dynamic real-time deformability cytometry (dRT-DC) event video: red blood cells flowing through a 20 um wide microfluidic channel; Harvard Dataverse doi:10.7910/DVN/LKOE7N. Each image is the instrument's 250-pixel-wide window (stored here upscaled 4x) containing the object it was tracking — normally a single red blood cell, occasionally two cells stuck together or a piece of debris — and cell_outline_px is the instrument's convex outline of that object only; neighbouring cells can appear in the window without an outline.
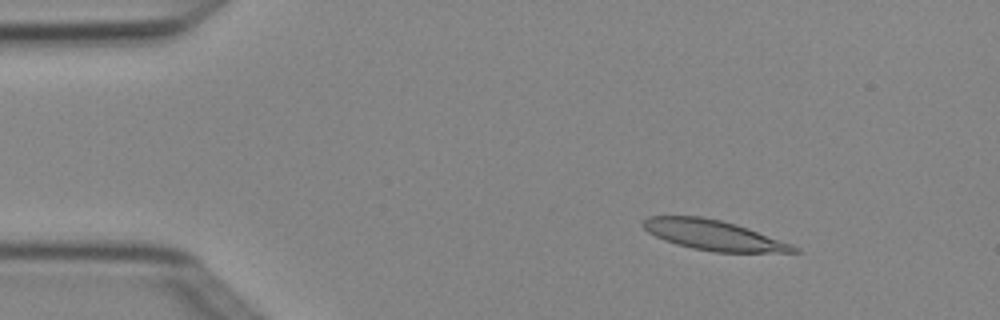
{"species": "Egyptian fruit bat (a non-hibernating species)", "species_latin": "Rousettus aegyptiacus", "temperature_condition": "cold", "stored_images_in_passage": 4, "camera_frame_rate_fps": 3000, "um_per_image_px": 0.085, "animal": {"sex": "female"}, "frame": {"image": 1, "passage_image": 2, "time_ms": 0.333, "image_size_px": [1000, 320], "cell_outline_px": [[800, 252], [712, 252], [692, 248], [676, 244], [664, 240], [648, 232], [640, 224], [648, 216], [700, 216], [720, 220], [748, 228], [792, 244], [800, 248]], "centroid_in_image_um": [60.64, 19.99], "position_along_channel_um": 24.4, "area_um2": 26.3}}
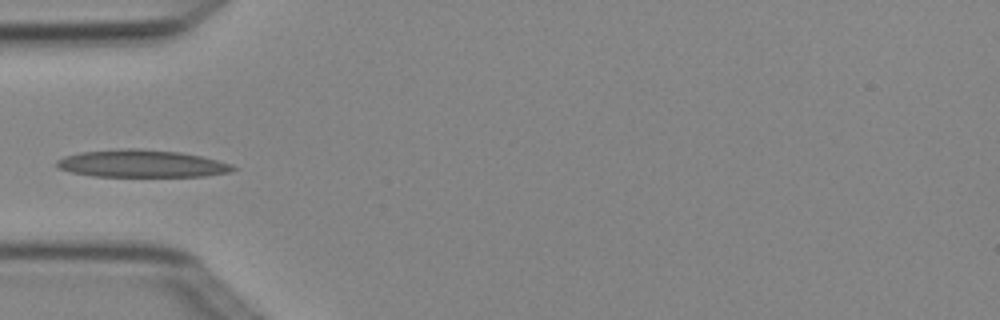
{"frame": {"image": 2, "passage_image": 4, "time_ms": 1.0, "image_size_px": [1000, 320], "cell_outline_px": [[236, 168], [228, 172], [204, 176], [92, 176], [72, 172], [60, 168], [56, 164], [56, 160], [64, 156], [80, 152], [120, 148], [136, 148], [180, 152], [200, 156], [232, 164]], "centroid_in_image_um": [12.01, 13.9], "position_along_channel_um": 73.0, "area_um2": 27.98}}